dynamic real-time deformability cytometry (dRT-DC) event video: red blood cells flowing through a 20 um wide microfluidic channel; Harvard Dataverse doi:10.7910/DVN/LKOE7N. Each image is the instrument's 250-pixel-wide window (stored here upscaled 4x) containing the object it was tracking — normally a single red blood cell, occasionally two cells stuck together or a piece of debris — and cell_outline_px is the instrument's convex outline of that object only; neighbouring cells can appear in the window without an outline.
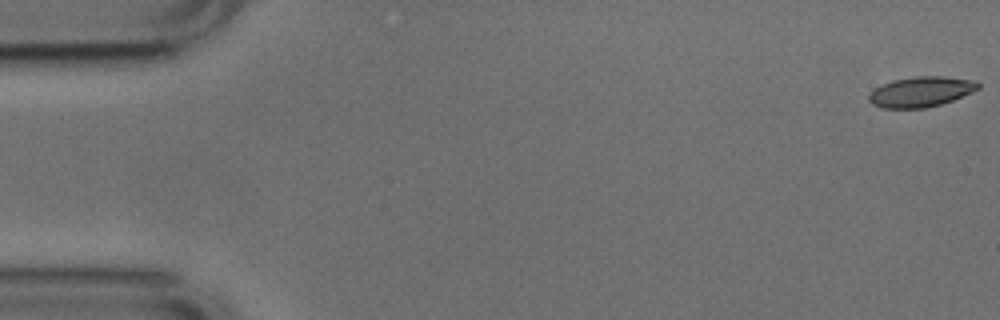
{"species": "common noctule bat (a hibernating species)", "species_latin": "Nyctalus noctula", "temperature_condition": "cold", "stored_images_in_passage": 53, "camera_frame_rate_fps": 3000, "um_per_image_px": 0.085, "animal": {"sex": "male", "body_mass_g": 17.9, "forearm_length_mm": 54.2}, "frame": {"image": 1, "passage_image": 1, "time_ms": 0.0, "image_size_px": [1000, 320], "cell_outline_px": [[980, 88], [972, 92], [952, 100], [940, 104], [924, 108], [880, 108], [872, 104], [868, 100], [868, 96], [876, 88], [892, 80], [916, 76], [944, 76], [976, 80], [980, 84]], "centroid_in_image_um": [78.3, 7.79], "position_along_channel_um": 6.7, "area_um2": 19.25}}
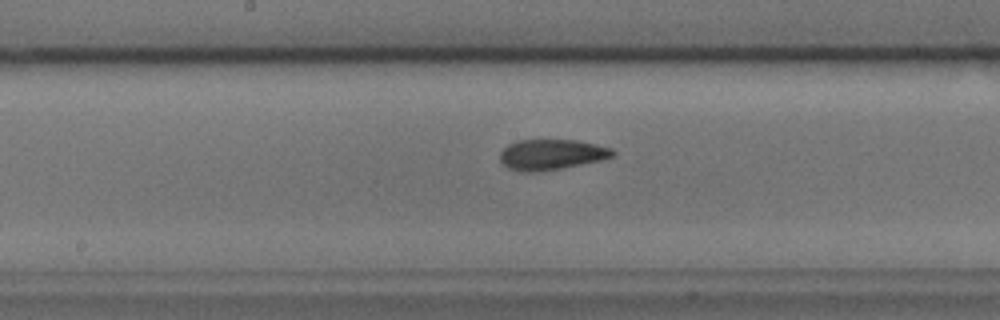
{"frame": {"image": 2, "passage_image": 27, "time_ms": 8.667, "image_size_px": [1000, 320], "cell_outline_px": [[616, 152], [612, 156], [604, 160], [564, 168], [540, 172], [520, 172], [508, 168], [500, 160], [500, 152], [508, 144], [516, 140], [576, 140], [596, 144], [612, 148]], "centroid_in_image_um": [46.88, 13.15], "position_along_channel_um": 201.3, "area_um2": 20.35}}
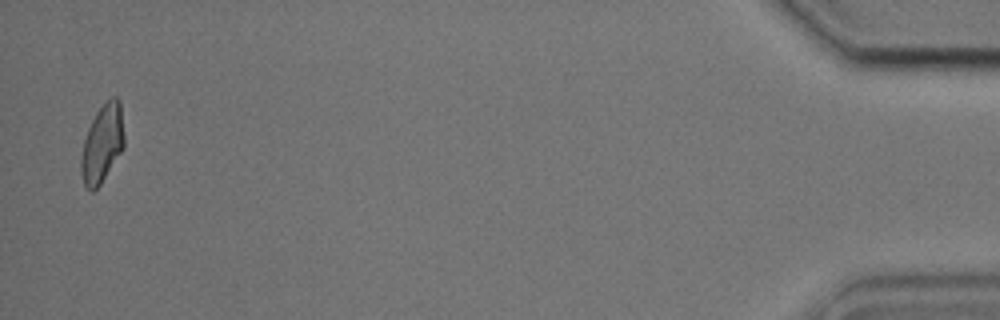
{"frame": {"image": 3, "passage_image": 52, "time_ms": 17.0, "image_size_px": [1000, 320], "cell_outline_px": [[124, 148], [100, 184], [92, 192], [84, 184], [80, 172], [80, 160], [84, 140], [88, 128], [96, 112], [112, 96], [116, 96], [120, 100], [124, 136]], "centroid_in_image_um": [8.69, 12.2], "position_along_channel_um": 426.5, "area_um2": 19.48}, "authors_computed_cell_mechanics": {"area_um2": 19.8254, "velocity_mm_per_s": 3.7782, "shape_relaxation_time_tau1_ms": 5.6268, "shape_relaxation_time_tau2_ms": 1.9441, "deformation_change_tau1": 0.1752, "deformation_change_tau2": 0.0887}}